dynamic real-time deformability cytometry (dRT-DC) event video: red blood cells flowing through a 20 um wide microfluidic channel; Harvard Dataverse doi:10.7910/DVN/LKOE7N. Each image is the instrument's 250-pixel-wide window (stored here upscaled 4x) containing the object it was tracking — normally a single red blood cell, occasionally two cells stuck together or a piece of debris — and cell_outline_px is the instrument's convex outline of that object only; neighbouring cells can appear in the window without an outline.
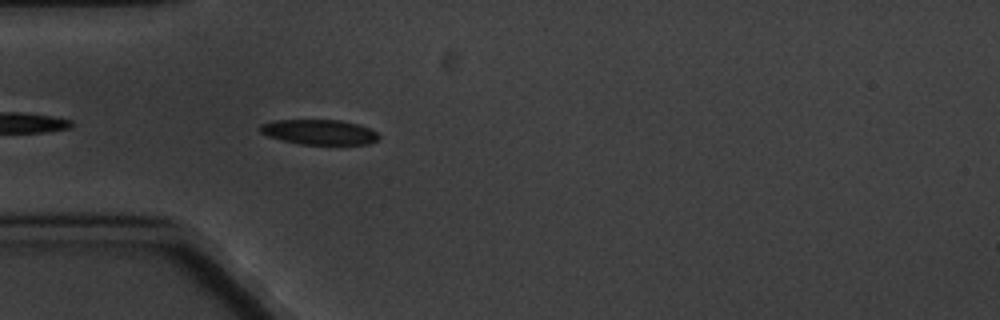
{"species": "common noctule bat (a hibernating species)", "species_latin": "Nyctalus noctula", "temperature_condition": "cold", "stored_images_in_passage": 2, "camera_frame_rate_fps": 3000, "um_per_image_px": 0.085, "animal": {"sex": "male", "body_mass_g": 20.1, "forearm_length_mm": 53.5}, "frame": {"image": 1, "passage_image": 2, "time_ms": 2.0, "image_size_px": [1000, 320], "cell_outline_px": [[380, 136], [376, 140], [368, 144], [300, 144], [268, 136], [260, 132], [256, 128], [260, 124], [276, 120], [340, 120], [356, 124], [368, 128], [376, 132]], "centroid_in_image_um": [27.09, 11.22], "position_along_channel_um": 57.9, "area_um2": 17.17}}